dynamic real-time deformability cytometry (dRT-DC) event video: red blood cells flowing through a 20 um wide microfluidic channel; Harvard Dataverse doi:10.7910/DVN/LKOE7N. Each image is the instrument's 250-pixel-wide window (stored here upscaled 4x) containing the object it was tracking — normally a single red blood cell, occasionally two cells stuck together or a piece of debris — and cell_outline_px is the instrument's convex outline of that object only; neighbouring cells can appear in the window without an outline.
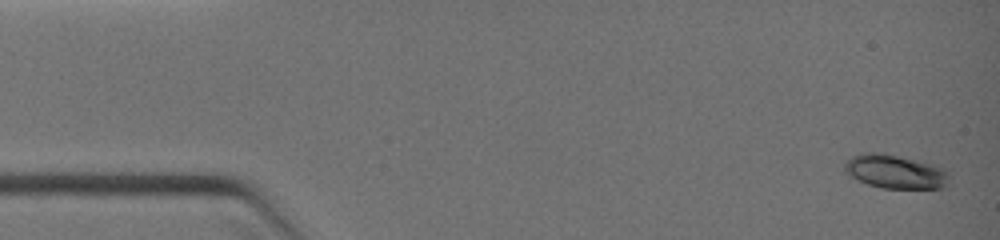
{"species": "common noctule bat (a hibernating species)", "species_latin": "Nyctalus noctula", "temperature_condition": "warm", "stored_images_in_passage": 10, "camera_frame_rate_fps": 3000, "um_per_image_px": 0.085, "animal": {"sex": "female", "body_mass_g": 19.0, "forearm_length_mm": 51.5}, "frame": {"image": 1, "passage_image": 1, "time_ms": 0.0, "image_size_px": [1000, 240], "cell_outline_px": [[948, 184], [944, 188], [880, 188], [868, 184], [844, 172], [844, 164], [852, 156], [864, 152], [884, 152], [932, 164], [948, 172]], "centroid_in_image_um": [76.08, 14.58], "position_along_channel_um": 8.9, "area_um2": 20.52}}
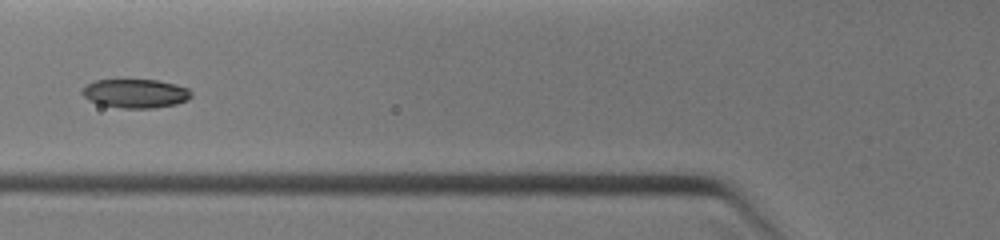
{"frame": {"image": 2, "passage_image": 7, "time_ms": 4.333, "image_size_px": [1000, 240], "cell_outline_px": [[192, 96], [188, 100], [176, 104], [152, 108], [124, 108], [100, 104], [88, 100], [80, 92], [88, 84], [96, 80], [156, 80], [176, 84], [188, 88], [192, 92]], "centroid_in_image_um": [11.55, 7.94], "position_along_channel_um": 114.3, "area_um2": 18.26}}
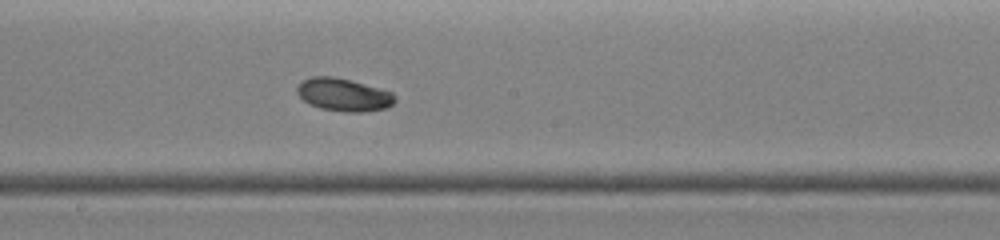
{"frame": {"image": 3, "passage_image": 10, "time_ms": 6.333, "image_size_px": [1000, 240], "cell_outline_px": [[396, 100], [388, 108], [364, 112], [344, 112], [320, 108], [308, 104], [296, 92], [296, 88], [300, 80], [312, 76], [332, 76], [348, 80], [392, 92], [396, 96]], "centroid_in_image_um": [29.18, 8.06], "position_along_channel_um": 219.0, "area_um2": 18.79}}